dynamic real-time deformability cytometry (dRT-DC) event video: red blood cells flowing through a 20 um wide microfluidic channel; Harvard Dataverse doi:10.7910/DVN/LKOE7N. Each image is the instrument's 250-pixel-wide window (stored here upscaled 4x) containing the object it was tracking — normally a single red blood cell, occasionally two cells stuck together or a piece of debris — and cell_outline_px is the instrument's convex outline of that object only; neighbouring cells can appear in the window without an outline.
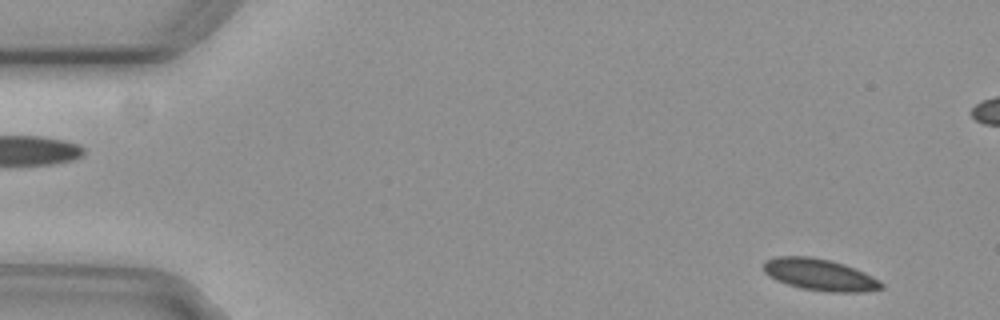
{"species": "common noctule bat (a hibernating species)", "species_latin": "Nyctalus noctula", "temperature_condition": "cold", "stored_images_in_passage": 55, "camera_frame_rate_fps": 3000, "um_per_image_px": 0.085, "animal": {"sex": "female", "body_mass_g": 29.2, "forearm_length_mm": 56.3}, "frame": {"image": 1, "passage_image": 3, "time_ms": 0.667, "image_size_px": [1000, 320], "cell_outline_px": [[884, 288], [860, 292], [828, 292], [800, 288], [776, 280], [768, 276], [764, 272], [764, 260], [776, 256], [808, 256], [828, 260], [844, 264], [864, 272], [880, 280], [884, 284]], "centroid_in_image_um": [69.67, 23.35], "position_along_channel_um": 15.3, "area_um2": 21.79}}
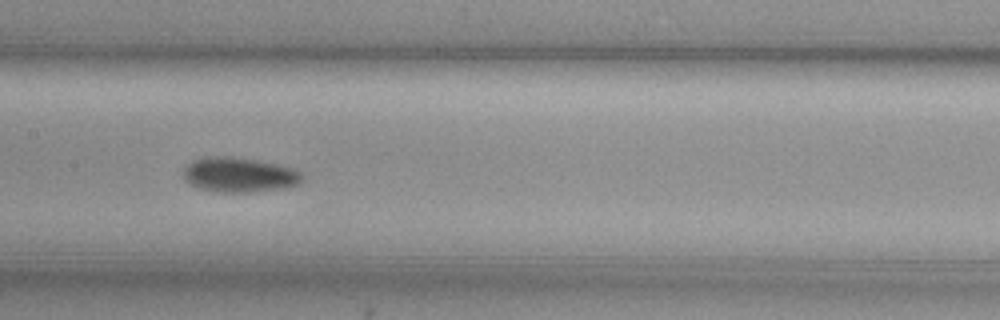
{"frame": {"image": 2, "passage_image": 26, "time_ms": 8.333, "image_size_px": [1000, 320], "cell_outline_px": [[304, 176], [296, 184], [288, 188], [252, 192], [220, 192], [196, 188], [188, 184], [184, 180], [184, 168], [192, 160], [208, 156], [232, 156], [256, 160], [276, 164], [292, 168], [300, 172]], "centroid_in_image_um": [20.29, 14.86], "position_along_channel_um": 187.1, "area_um2": 24.28}}
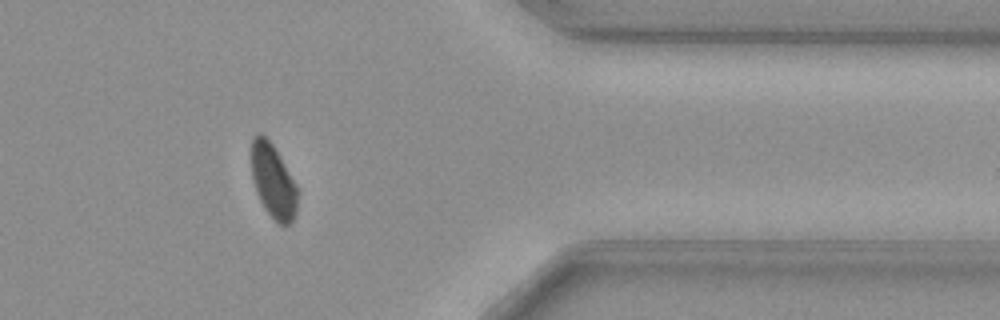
{"frame": {"image": 3, "passage_image": 44, "time_ms": 14.333, "image_size_px": [1000, 320], "cell_outline_px": [[300, 192], [296, 212], [292, 224], [280, 224], [264, 208], [256, 192], [252, 176], [252, 140], [256, 132], [260, 132], [272, 144], [300, 188]], "centroid_in_image_um": [23.27, 15.41], "position_along_channel_um": 388.1, "area_um2": 20.11}}